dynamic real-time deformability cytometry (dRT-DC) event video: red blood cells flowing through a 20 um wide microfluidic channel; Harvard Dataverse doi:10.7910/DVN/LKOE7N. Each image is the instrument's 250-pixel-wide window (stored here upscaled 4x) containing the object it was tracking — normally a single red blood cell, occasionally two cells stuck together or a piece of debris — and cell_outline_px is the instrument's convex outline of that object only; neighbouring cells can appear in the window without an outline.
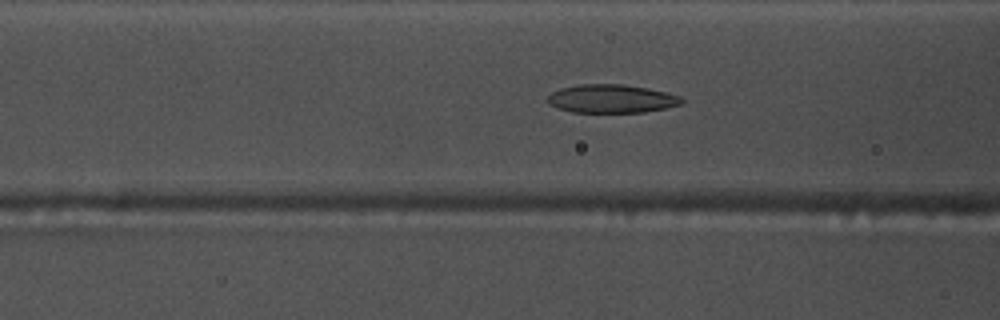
{"species": "common noctule bat (a hibernating species)", "species_latin": "Nyctalus noctula", "temperature_condition": "warm", "stored_images_in_passage": 53, "camera_frame_rate_fps": 3000, "um_per_image_px": 0.085, "animal": {"sex": "male", "body_mass_g": 17.5, "forearm_length_mm": 52.3}, "frame": {"image": 1, "passage_image": 20, "time_ms": 6.333, "image_size_px": [1000, 320], "cell_outline_px": [[684, 104], [644, 112], [572, 112], [548, 104], [544, 100], [552, 92], [560, 88], [580, 84], [624, 84], [648, 88], [680, 96], [684, 100]], "centroid_in_image_um": [51.96, 8.38], "position_along_channel_um": 114.6, "area_um2": 22.25}}
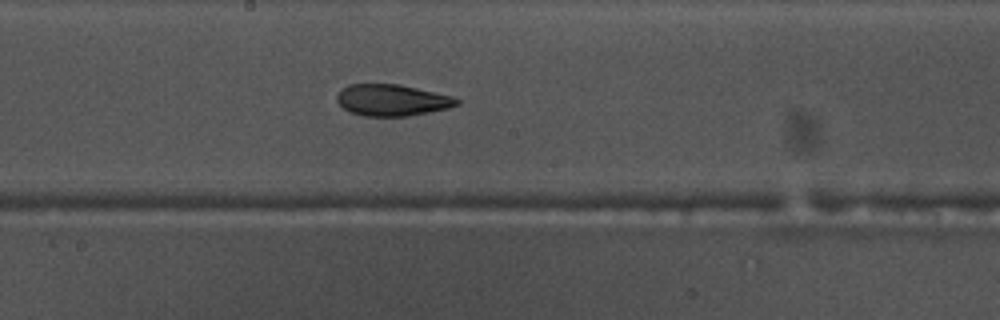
{"frame": {"image": 2, "passage_image": 28, "time_ms": 9.0, "image_size_px": [1000, 320], "cell_outline_px": [[460, 104], [448, 108], [408, 116], [364, 116], [352, 112], [344, 108], [336, 100], [336, 96], [340, 88], [348, 84], [400, 84], [452, 96], [460, 100]], "centroid_in_image_um": [33.31, 8.5], "position_along_channel_um": 214.9, "area_um2": 22.02}}
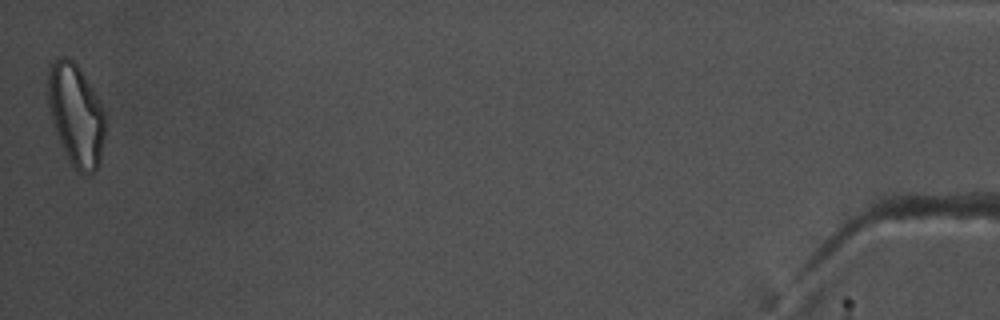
{"frame": {"image": 3, "passage_image": 53, "time_ms": 17.333, "image_size_px": [1000, 320], "cell_outline_px": [[104, 140], [100, 164], [88, 176], [84, 176], [72, 164], [56, 132], [48, 108], [44, 84], [48, 68], [56, 56], [68, 56], [80, 68], [100, 100], [104, 112]], "centroid_in_image_um": [6.42, 9.68], "position_along_channel_um": 428.8, "area_um2": 34.56}, "authors_computed_cell_mechanics": {"area_um2": 23.5824, "velocity_mm_per_s": 3.7733, "shape_relaxation_time_tau1_ms": 7.9297, "shape_relaxation_time_tau2_ms": 2.8976, "deformation_change_tau1": 0.2052, "deformation_change_tau2": 0.0848}}